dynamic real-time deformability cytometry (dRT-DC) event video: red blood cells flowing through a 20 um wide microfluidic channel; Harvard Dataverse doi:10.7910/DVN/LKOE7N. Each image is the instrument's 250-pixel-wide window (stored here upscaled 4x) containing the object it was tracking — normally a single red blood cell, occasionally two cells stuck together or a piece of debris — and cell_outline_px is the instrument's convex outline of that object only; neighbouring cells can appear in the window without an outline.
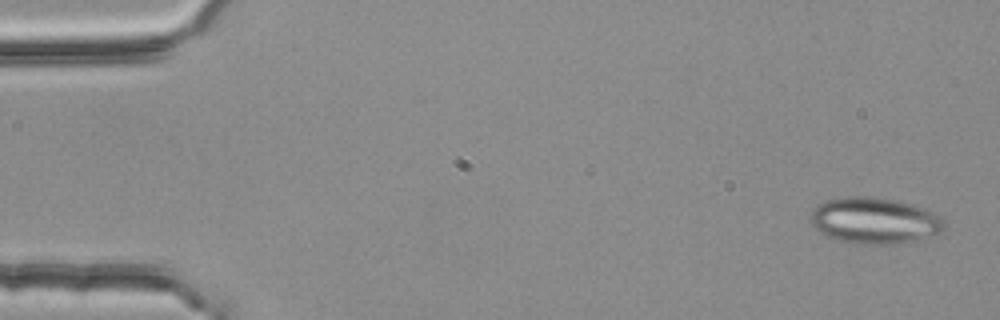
{"species": "common noctule bat (a hibernating species)", "species_latin": "Nyctalus noctula", "temperature_condition": "room temperature", "stored_images_in_passage": 3, "camera_frame_rate_fps": 3000, "um_per_image_px": 0.085, "animal": {"sex": "female", "body_mass_g": 25.1}, "frame": {"image": 1, "passage_image": 1, "time_ms": 0.0, "image_size_px": [1000, 320], "cell_outline_px": [[944, 228], [940, 232], [908, 240], [884, 244], [860, 244], [840, 240], [828, 236], [820, 232], [808, 220], [812, 212], [820, 204], [828, 200], [844, 196], [872, 196], [896, 200], [912, 204], [924, 208], [940, 216], [944, 220]], "centroid_in_image_um": [74.29, 18.72], "position_along_channel_um": 10.7, "area_um2": 35.37}}